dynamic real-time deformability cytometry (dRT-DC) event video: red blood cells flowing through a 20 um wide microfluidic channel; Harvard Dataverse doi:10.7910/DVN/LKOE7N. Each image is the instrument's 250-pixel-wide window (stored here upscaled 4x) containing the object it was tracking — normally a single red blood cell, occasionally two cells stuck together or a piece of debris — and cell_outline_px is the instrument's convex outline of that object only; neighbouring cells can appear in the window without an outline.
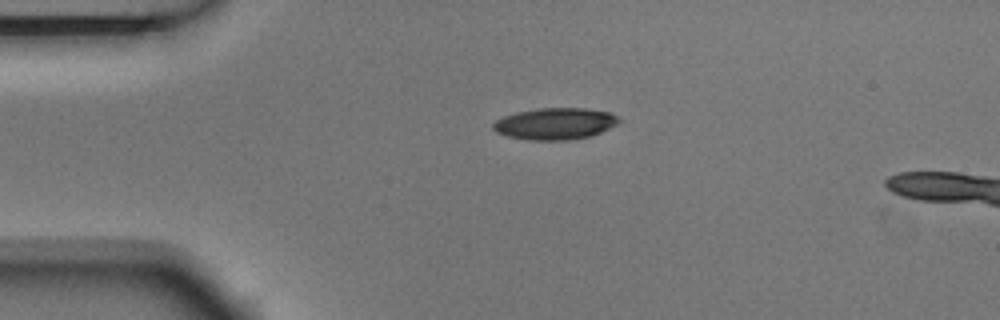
{"species": "Egyptian fruit bat (a non-hibernating species)", "species_latin": "Rousettus aegyptiacus", "temperature_condition": "room temperature", "stored_images_in_passage": 3, "camera_frame_rate_fps": 3000, "um_per_image_px": 0.085, "animal": {"sex": "male"}, "frame": {"image": 1, "passage_image": 1, "time_ms": 0.0, "image_size_px": [1000, 320], "cell_outline_px": [[624, 120], [620, 124], [592, 136], [568, 140], [528, 140], [508, 136], [496, 132], [492, 128], [492, 124], [496, 120], [504, 116], [516, 112], [540, 108], [584, 108], [612, 112], [620, 116]], "centroid_in_image_um": [47.27, 10.51], "position_along_channel_um": 37.7, "area_um2": 23.64}}